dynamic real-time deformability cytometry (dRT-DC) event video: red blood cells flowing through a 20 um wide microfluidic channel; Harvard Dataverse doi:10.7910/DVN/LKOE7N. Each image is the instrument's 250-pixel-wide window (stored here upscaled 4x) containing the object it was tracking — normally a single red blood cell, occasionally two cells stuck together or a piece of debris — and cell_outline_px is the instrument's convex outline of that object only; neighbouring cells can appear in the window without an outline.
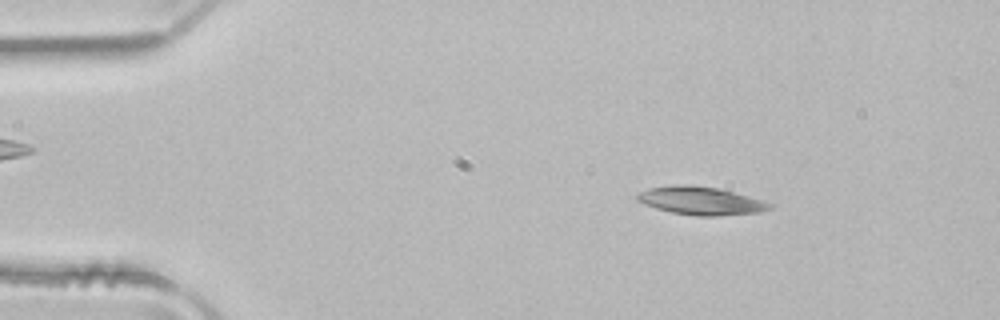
{"species": "common noctule bat (a hibernating species)", "species_latin": "Nyctalus noctula", "temperature_condition": "room temperature", "stored_images_in_passage": 50, "camera_frame_rate_fps": 3000, "um_per_image_px": 0.085, "animal": {"sex": "male", "body_mass_g": 21.5, "forearm_length_mm": 52.0}, "frame": {"image": 1, "passage_image": 7, "time_ms": 2.0, "image_size_px": [1000, 320], "cell_outline_px": [[772, 208], [760, 212], [720, 216], [696, 216], [672, 212], [656, 208], [644, 204], [636, 200], [636, 196], [640, 192], [648, 188], [676, 184], [684, 184], [716, 188], [764, 200], [772, 204]], "centroid_in_image_um": [59.56, 17.07], "position_along_channel_um": 25.4, "area_um2": 21.62}}
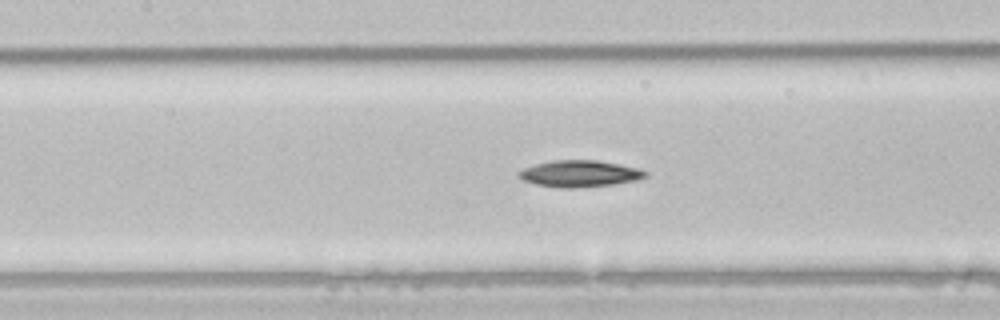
{"frame": {"image": 2, "passage_image": 22, "time_ms": 7.0, "image_size_px": [1000, 320], "cell_outline_px": [[648, 176], [636, 180], [612, 184], [576, 188], [560, 188], [536, 184], [524, 180], [516, 176], [516, 172], [524, 168], [536, 164], [552, 160], [596, 160], [620, 164], [640, 168], [648, 172]], "centroid_in_image_um": [49.27, 14.75], "position_along_channel_um": 158.1, "area_um2": 19.71}}
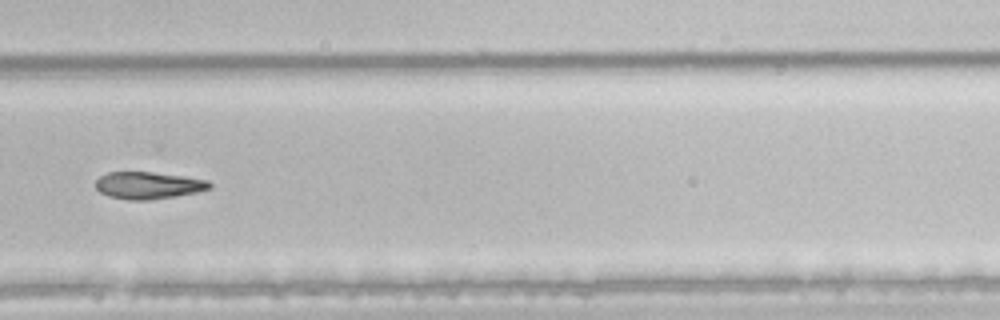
{"frame": {"image": 3, "passage_image": 34, "time_ms": 11.0, "image_size_px": [1000, 320], "cell_outline_px": [[212, 188], [196, 192], [176, 196], [148, 200], [128, 200], [108, 196], [100, 192], [96, 188], [96, 180], [100, 176], [108, 172], [152, 172], [208, 180], [212, 184]], "centroid_in_image_um": [12.59, 15.76], "position_along_channel_um": 317.2, "area_um2": 17.92}}